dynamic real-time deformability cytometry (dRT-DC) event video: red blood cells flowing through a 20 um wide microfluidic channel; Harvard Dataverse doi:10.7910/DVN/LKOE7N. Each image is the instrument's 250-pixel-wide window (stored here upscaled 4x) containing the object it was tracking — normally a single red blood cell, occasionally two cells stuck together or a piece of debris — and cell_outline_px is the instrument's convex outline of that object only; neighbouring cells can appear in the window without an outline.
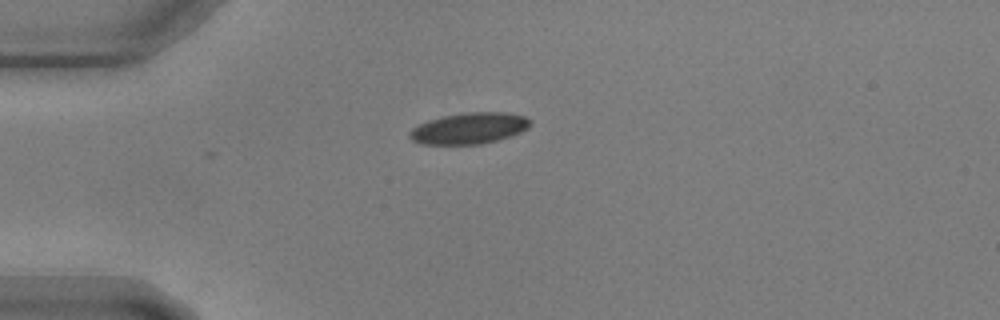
{"species": "common noctule bat (a hibernating species)", "species_latin": "Nyctalus noctula", "temperature_condition": "warm", "stored_images_in_passage": 25, "camera_frame_rate_fps": 3000, "um_per_image_px": 0.085, "animal": {"sex": "male", "body_mass_g": 17.9, "forearm_length_mm": 54.2}, "frame": {"image": 1, "passage_image": 1, "time_ms": 0.0, "image_size_px": [1000, 320], "cell_outline_px": [[532, 124], [528, 128], [512, 136], [480, 144], [420, 144], [412, 140], [408, 136], [408, 132], [412, 128], [428, 120], [444, 116], [464, 112], [504, 112], [524, 116], [532, 120]], "centroid_in_image_um": [39.89, 10.9], "position_along_channel_um": 45.1, "area_um2": 22.02}}
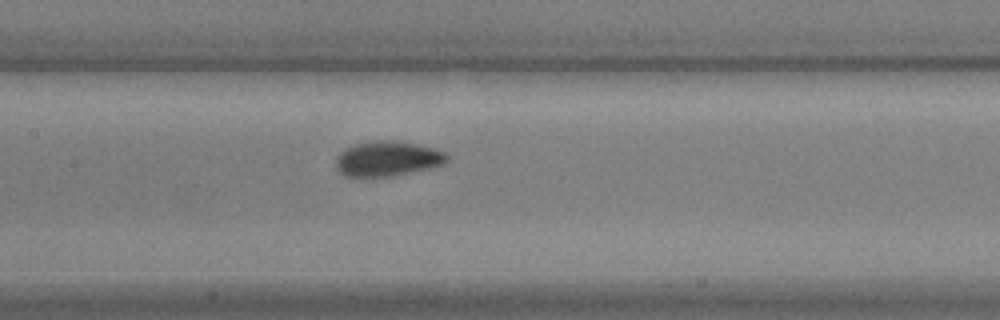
{"frame": {"image": 2, "passage_image": 14, "time_ms": 4.333, "image_size_px": [1000, 320], "cell_outline_px": [[448, 160], [444, 164], [428, 168], [392, 176], [344, 176], [336, 168], [336, 156], [344, 148], [356, 144], [372, 140], [396, 140], [416, 144], [432, 148], [444, 152], [448, 156]], "centroid_in_image_um": [32.91, 13.47], "position_along_channel_um": 174.5, "area_um2": 22.6}}
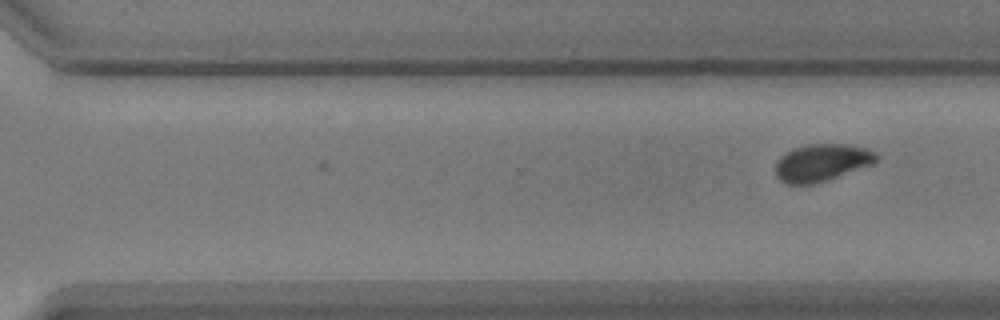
{"frame": {"image": 3, "passage_image": 25, "time_ms": 8.0, "image_size_px": [1000, 320], "cell_outline_px": [[880, 160], [876, 164], [812, 184], [788, 184], [780, 180], [776, 176], [776, 164], [780, 156], [796, 148], [808, 144], [844, 144], [864, 148], [872, 152]], "centroid_in_image_um": [69.86, 13.83], "position_along_channel_um": 300.7, "area_um2": 21.62}}